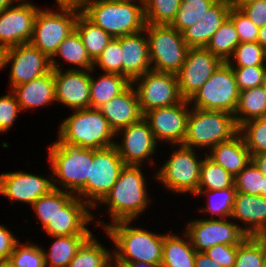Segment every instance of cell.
<instances>
[{
	"label": "cell",
	"instance_id": "cell-1",
	"mask_svg": "<svg viewBox=\"0 0 266 267\" xmlns=\"http://www.w3.org/2000/svg\"><path fill=\"white\" fill-rule=\"evenodd\" d=\"M142 166L125 165L118 176L116 183L111 188L105 198L95 207L106 206L111 223H104L102 220L96 221V226L105 229L108 225L118 221H134L146 208H148L149 195L147 182Z\"/></svg>",
	"mask_w": 266,
	"mask_h": 267
},
{
	"label": "cell",
	"instance_id": "cell-2",
	"mask_svg": "<svg viewBox=\"0 0 266 267\" xmlns=\"http://www.w3.org/2000/svg\"><path fill=\"white\" fill-rule=\"evenodd\" d=\"M134 221H118L104 230L113 241V262L161 264L164 233L133 227Z\"/></svg>",
	"mask_w": 266,
	"mask_h": 267
},
{
	"label": "cell",
	"instance_id": "cell-3",
	"mask_svg": "<svg viewBox=\"0 0 266 267\" xmlns=\"http://www.w3.org/2000/svg\"><path fill=\"white\" fill-rule=\"evenodd\" d=\"M135 2V0H88L83 14L112 38H119L145 29L144 4L140 1Z\"/></svg>",
	"mask_w": 266,
	"mask_h": 267
},
{
	"label": "cell",
	"instance_id": "cell-4",
	"mask_svg": "<svg viewBox=\"0 0 266 267\" xmlns=\"http://www.w3.org/2000/svg\"><path fill=\"white\" fill-rule=\"evenodd\" d=\"M48 149L53 187L63 188L84 201V184L90 178L93 149L69 146L58 140L52 142Z\"/></svg>",
	"mask_w": 266,
	"mask_h": 267
},
{
	"label": "cell",
	"instance_id": "cell-5",
	"mask_svg": "<svg viewBox=\"0 0 266 267\" xmlns=\"http://www.w3.org/2000/svg\"><path fill=\"white\" fill-rule=\"evenodd\" d=\"M59 126L58 141L69 146L102 149L113 146L115 132L98 108L72 110Z\"/></svg>",
	"mask_w": 266,
	"mask_h": 267
},
{
	"label": "cell",
	"instance_id": "cell-6",
	"mask_svg": "<svg viewBox=\"0 0 266 267\" xmlns=\"http://www.w3.org/2000/svg\"><path fill=\"white\" fill-rule=\"evenodd\" d=\"M238 132L239 127L233 114L191 107L182 145L210 150L219 143L231 140Z\"/></svg>",
	"mask_w": 266,
	"mask_h": 267
},
{
	"label": "cell",
	"instance_id": "cell-7",
	"mask_svg": "<svg viewBox=\"0 0 266 267\" xmlns=\"http://www.w3.org/2000/svg\"><path fill=\"white\" fill-rule=\"evenodd\" d=\"M151 70L177 74L189 49L183 34L171 25L146 23Z\"/></svg>",
	"mask_w": 266,
	"mask_h": 267
},
{
	"label": "cell",
	"instance_id": "cell-8",
	"mask_svg": "<svg viewBox=\"0 0 266 267\" xmlns=\"http://www.w3.org/2000/svg\"><path fill=\"white\" fill-rule=\"evenodd\" d=\"M178 148V149H177ZM165 164L154 175L172 193L196 195L200 180L202 158L198 159L194 149L178 145ZM171 190V191H170Z\"/></svg>",
	"mask_w": 266,
	"mask_h": 267
},
{
	"label": "cell",
	"instance_id": "cell-9",
	"mask_svg": "<svg viewBox=\"0 0 266 267\" xmlns=\"http://www.w3.org/2000/svg\"><path fill=\"white\" fill-rule=\"evenodd\" d=\"M239 95L234 71L227 62H223L188 101L194 108L225 111L234 115Z\"/></svg>",
	"mask_w": 266,
	"mask_h": 267
},
{
	"label": "cell",
	"instance_id": "cell-10",
	"mask_svg": "<svg viewBox=\"0 0 266 267\" xmlns=\"http://www.w3.org/2000/svg\"><path fill=\"white\" fill-rule=\"evenodd\" d=\"M39 8L30 43L49 60L56 54L59 45L75 30L79 12L73 10Z\"/></svg>",
	"mask_w": 266,
	"mask_h": 267
},
{
	"label": "cell",
	"instance_id": "cell-11",
	"mask_svg": "<svg viewBox=\"0 0 266 267\" xmlns=\"http://www.w3.org/2000/svg\"><path fill=\"white\" fill-rule=\"evenodd\" d=\"M124 166L114 145L93 149V160H90V178H87L84 184V202L95 209L110 192Z\"/></svg>",
	"mask_w": 266,
	"mask_h": 267
},
{
	"label": "cell",
	"instance_id": "cell-12",
	"mask_svg": "<svg viewBox=\"0 0 266 267\" xmlns=\"http://www.w3.org/2000/svg\"><path fill=\"white\" fill-rule=\"evenodd\" d=\"M230 218H200L187 223L185 233L189 236L196 252H205L214 245H239L248 235L242 224Z\"/></svg>",
	"mask_w": 266,
	"mask_h": 267
},
{
	"label": "cell",
	"instance_id": "cell-13",
	"mask_svg": "<svg viewBox=\"0 0 266 267\" xmlns=\"http://www.w3.org/2000/svg\"><path fill=\"white\" fill-rule=\"evenodd\" d=\"M132 84L143 115L152 109L173 106L183 99L177 75L173 73L150 70L133 80Z\"/></svg>",
	"mask_w": 266,
	"mask_h": 267
},
{
	"label": "cell",
	"instance_id": "cell-14",
	"mask_svg": "<svg viewBox=\"0 0 266 267\" xmlns=\"http://www.w3.org/2000/svg\"><path fill=\"white\" fill-rule=\"evenodd\" d=\"M190 108L189 101L182 99L173 106L152 109L143 115V118L149 123L157 143L165 141L174 148L182 145L187 132Z\"/></svg>",
	"mask_w": 266,
	"mask_h": 267
},
{
	"label": "cell",
	"instance_id": "cell-15",
	"mask_svg": "<svg viewBox=\"0 0 266 267\" xmlns=\"http://www.w3.org/2000/svg\"><path fill=\"white\" fill-rule=\"evenodd\" d=\"M120 134L123 136L122 141L115 142L114 146L125 165L142 166L145 160L151 165L155 163L151 156L156 154L158 144L144 118L117 131L115 139Z\"/></svg>",
	"mask_w": 266,
	"mask_h": 267
},
{
	"label": "cell",
	"instance_id": "cell-16",
	"mask_svg": "<svg viewBox=\"0 0 266 267\" xmlns=\"http://www.w3.org/2000/svg\"><path fill=\"white\" fill-rule=\"evenodd\" d=\"M222 63L219 57L206 48H189L185 62L176 74L181 97L189 100Z\"/></svg>",
	"mask_w": 266,
	"mask_h": 267
},
{
	"label": "cell",
	"instance_id": "cell-17",
	"mask_svg": "<svg viewBox=\"0 0 266 267\" xmlns=\"http://www.w3.org/2000/svg\"><path fill=\"white\" fill-rule=\"evenodd\" d=\"M0 12V44L7 47L29 43L39 7L19 0Z\"/></svg>",
	"mask_w": 266,
	"mask_h": 267
},
{
	"label": "cell",
	"instance_id": "cell-18",
	"mask_svg": "<svg viewBox=\"0 0 266 267\" xmlns=\"http://www.w3.org/2000/svg\"><path fill=\"white\" fill-rule=\"evenodd\" d=\"M11 64V65H10ZM11 66V90L20 84L39 78L51 70L50 60L30 42L9 47L7 67Z\"/></svg>",
	"mask_w": 266,
	"mask_h": 267
},
{
	"label": "cell",
	"instance_id": "cell-19",
	"mask_svg": "<svg viewBox=\"0 0 266 267\" xmlns=\"http://www.w3.org/2000/svg\"><path fill=\"white\" fill-rule=\"evenodd\" d=\"M92 70H53L56 102L69 109L90 108V77Z\"/></svg>",
	"mask_w": 266,
	"mask_h": 267
},
{
	"label": "cell",
	"instance_id": "cell-20",
	"mask_svg": "<svg viewBox=\"0 0 266 267\" xmlns=\"http://www.w3.org/2000/svg\"><path fill=\"white\" fill-rule=\"evenodd\" d=\"M43 175L16 171L0 174V195L6 196L11 204L14 201L33 204L39 197L48 194L53 187L52 175ZM13 200V201H12Z\"/></svg>",
	"mask_w": 266,
	"mask_h": 267
},
{
	"label": "cell",
	"instance_id": "cell-21",
	"mask_svg": "<svg viewBox=\"0 0 266 267\" xmlns=\"http://www.w3.org/2000/svg\"><path fill=\"white\" fill-rule=\"evenodd\" d=\"M90 209L87 203L75 196L43 229L50 237L92 235L87 228L94 220Z\"/></svg>",
	"mask_w": 266,
	"mask_h": 267
},
{
	"label": "cell",
	"instance_id": "cell-22",
	"mask_svg": "<svg viewBox=\"0 0 266 267\" xmlns=\"http://www.w3.org/2000/svg\"><path fill=\"white\" fill-rule=\"evenodd\" d=\"M231 219L243 222L248 236L266 235V198L236 192Z\"/></svg>",
	"mask_w": 266,
	"mask_h": 267
},
{
	"label": "cell",
	"instance_id": "cell-23",
	"mask_svg": "<svg viewBox=\"0 0 266 267\" xmlns=\"http://www.w3.org/2000/svg\"><path fill=\"white\" fill-rule=\"evenodd\" d=\"M98 109L115 133L143 118L133 84Z\"/></svg>",
	"mask_w": 266,
	"mask_h": 267
},
{
	"label": "cell",
	"instance_id": "cell-24",
	"mask_svg": "<svg viewBox=\"0 0 266 267\" xmlns=\"http://www.w3.org/2000/svg\"><path fill=\"white\" fill-rule=\"evenodd\" d=\"M121 48L123 50L122 75L131 82L151 70L149 43L145 29L121 37Z\"/></svg>",
	"mask_w": 266,
	"mask_h": 267
},
{
	"label": "cell",
	"instance_id": "cell-25",
	"mask_svg": "<svg viewBox=\"0 0 266 267\" xmlns=\"http://www.w3.org/2000/svg\"><path fill=\"white\" fill-rule=\"evenodd\" d=\"M231 6L228 0L215 2L201 20L182 34L189 48H206L211 37L227 19Z\"/></svg>",
	"mask_w": 266,
	"mask_h": 267
},
{
	"label": "cell",
	"instance_id": "cell-26",
	"mask_svg": "<svg viewBox=\"0 0 266 267\" xmlns=\"http://www.w3.org/2000/svg\"><path fill=\"white\" fill-rule=\"evenodd\" d=\"M10 91L16 96L22 111L56 103L53 69L39 78L15 86Z\"/></svg>",
	"mask_w": 266,
	"mask_h": 267
},
{
	"label": "cell",
	"instance_id": "cell-27",
	"mask_svg": "<svg viewBox=\"0 0 266 267\" xmlns=\"http://www.w3.org/2000/svg\"><path fill=\"white\" fill-rule=\"evenodd\" d=\"M208 152L206 151V155L211 160L234 177L251 161L250 152L239 133L231 140L219 143Z\"/></svg>",
	"mask_w": 266,
	"mask_h": 267
},
{
	"label": "cell",
	"instance_id": "cell-28",
	"mask_svg": "<svg viewBox=\"0 0 266 267\" xmlns=\"http://www.w3.org/2000/svg\"><path fill=\"white\" fill-rule=\"evenodd\" d=\"M170 233L164 235L161 267H194L196 250L189 236Z\"/></svg>",
	"mask_w": 266,
	"mask_h": 267
},
{
	"label": "cell",
	"instance_id": "cell-29",
	"mask_svg": "<svg viewBox=\"0 0 266 267\" xmlns=\"http://www.w3.org/2000/svg\"><path fill=\"white\" fill-rule=\"evenodd\" d=\"M61 57L63 61L74 65L70 69L75 70H92L94 61L90 58L87 49L83 45L82 39L78 32L74 30L59 45L54 57L50 60V67L53 70H60V63H57L56 57Z\"/></svg>",
	"mask_w": 266,
	"mask_h": 267
},
{
	"label": "cell",
	"instance_id": "cell-30",
	"mask_svg": "<svg viewBox=\"0 0 266 267\" xmlns=\"http://www.w3.org/2000/svg\"><path fill=\"white\" fill-rule=\"evenodd\" d=\"M99 76L98 78H94L93 75L90 77V108H100L132 84L121 74L103 73Z\"/></svg>",
	"mask_w": 266,
	"mask_h": 267
},
{
	"label": "cell",
	"instance_id": "cell-31",
	"mask_svg": "<svg viewBox=\"0 0 266 267\" xmlns=\"http://www.w3.org/2000/svg\"><path fill=\"white\" fill-rule=\"evenodd\" d=\"M90 236H54L48 251L43 248L45 267H68L78 249Z\"/></svg>",
	"mask_w": 266,
	"mask_h": 267
},
{
	"label": "cell",
	"instance_id": "cell-32",
	"mask_svg": "<svg viewBox=\"0 0 266 267\" xmlns=\"http://www.w3.org/2000/svg\"><path fill=\"white\" fill-rule=\"evenodd\" d=\"M75 30L80 35L90 58L95 61L113 39L101 27L95 25L83 13H79L75 22Z\"/></svg>",
	"mask_w": 266,
	"mask_h": 267
},
{
	"label": "cell",
	"instance_id": "cell-33",
	"mask_svg": "<svg viewBox=\"0 0 266 267\" xmlns=\"http://www.w3.org/2000/svg\"><path fill=\"white\" fill-rule=\"evenodd\" d=\"M266 117V94L262 86L240 92L237 109L234 113L238 127L246 121Z\"/></svg>",
	"mask_w": 266,
	"mask_h": 267
},
{
	"label": "cell",
	"instance_id": "cell-34",
	"mask_svg": "<svg viewBox=\"0 0 266 267\" xmlns=\"http://www.w3.org/2000/svg\"><path fill=\"white\" fill-rule=\"evenodd\" d=\"M112 261V251L92 234L78 249L68 267H107Z\"/></svg>",
	"mask_w": 266,
	"mask_h": 267
},
{
	"label": "cell",
	"instance_id": "cell-35",
	"mask_svg": "<svg viewBox=\"0 0 266 267\" xmlns=\"http://www.w3.org/2000/svg\"><path fill=\"white\" fill-rule=\"evenodd\" d=\"M75 196L63 189L54 188L48 194L39 197L30 206L44 228Z\"/></svg>",
	"mask_w": 266,
	"mask_h": 267
},
{
	"label": "cell",
	"instance_id": "cell-36",
	"mask_svg": "<svg viewBox=\"0 0 266 267\" xmlns=\"http://www.w3.org/2000/svg\"><path fill=\"white\" fill-rule=\"evenodd\" d=\"M240 39L232 20L227 19L211 37L206 49L213 55L219 57L223 62L231 58Z\"/></svg>",
	"mask_w": 266,
	"mask_h": 267
},
{
	"label": "cell",
	"instance_id": "cell-37",
	"mask_svg": "<svg viewBox=\"0 0 266 267\" xmlns=\"http://www.w3.org/2000/svg\"><path fill=\"white\" fill-rule=\"evenodd\" d=\"M200 195L207 197V205L200 208V212L210 213L213 217L218 216V219L230 218L236 195L235 184L221 190H198L195 196L199 197Z\"/></svg>",
	"mask_w": 266,
	"mask_h": 267
},
{
	"label": "cell",
	"instance_id": "cell-38",
	"mask_svg": "<svg viewBox=\"0 0 266 267\" xmlns=\"http://www.w3.org/2000/svg\"><path fill=\"white\" fill-rule=\"evenodd\" d=\"M198 190H221L234 185V176L204 153Z\"/></svg>",
	"mask_w": 266,
	"mask_h": 267
},
{
	"label": "cell",
	"instance_id": "cell-39",
	"mask_svg": "<svg viewBox=\"0 0 266 267\" xmlns=\"http://www.w3.org/2000/svg\"><path fill=\"white\" fill-rule=\"evenodd\" d=\"M266 256V238L247 236L237 247L233 267H262Z\"/></svg>",
	"mask_w": 266,
	"mask_h": 267
},
{
	"label": "cell",
	"instance_id": "cell-40",
	"mask_svg": "<svg viewBox=\"0 0 266 267\" xmlns=\"http://www.w3.org/2000/svg\"><path fill=\"white\" fill-rule=\"evenodd\" d=\"M216 0H181L176 18L171 26L180 33L197 23Z\"/></svg>",
	"mask_w": 266,
	"mask_h": 267
},
{
	"label": "cell",
	"instance_id": "cell-41",
	"mask_svg": "<svg viewBox=\"0 0 266 267\" xmlns=\"http://www.w3.org/2000/svg\"><path fill=\"white\" fill-rule=\"evenodd\" d=\"M180 5L181 0H146L145 21L153 25H171Z\"/></svg>",
	"mask_w": 266,
	"mask_h": 267
},
{
	"label": "cell",
	"instance_id": "cell-42",
	"mask_svg": "<svg viewBox=\"0 0 266 267\" xmlns=\"http://www.w3.org/2000/svg\"><path fill=\"white\" fill-rule=\"evenodd\" d=\"M238 133L242 136L251 156L266 153V117L242 123Z\"/></svg>",
	"mask_w": 266,
	"mask_h": 267
},
{
	"label": "cell",
	"instance_id": "cell-43",
	"mask_svg": "<svg viewBox=\"0 0 266 267\" xmlns=\"http://www.w3.org/2000/svg\"><path fill=\"white\" fill-rule=\"evenodd\" d=\"M231 58L227 61L231 67L266 66V50L258 42L239 43Z\"/></svg>",
	"mask_w": 266,
	"mask_h": 267
},
{
	"label": "cell",
	"instance_id": "cell-44",
	"mask_svg": "<svg viewBox=\"0 0 266 267\" xmlns=\"http://www.w3.org/2000/svg\"><path fill=\"white\" fill-rule=\"evenodd\" d=\"M22 243L20 240L16 243L14 251L9 256V260L15 267H45L43 247L37 244Z\"/></svg>",
	"mask_w": 266,
	"mask_h": 267
},
{
	"label": "cell",
	"instance_id": "cell-45",
	"mask_svg": "<svg viewBox=\"0 0 266 267\" xmlns=\"http://www.w3.org/2000/svg\"><path fill=\"white\" fill-rule=\"evenodd\" d=\"M264 173L250 161L247 166L234 177L236 192L248 195H261Z\"/></svg>",
	"mask_w": 266,
	"mask_h": 267
},
{
	"label": "cell",
	"instance_id": "cell-46",
	"mask_svg": "<svg viewBox=\"0 0 266 267\" xmlns=\"http://www.w3.org/2000/svg\"><path fill=\"white\" fill-rule=\"evenodd\" d=\"M122 51L121 37L113 38L102 51L101 55L94 61L93 69L99 66L103 73L122 75Z\"/></svg>",
	"mask_w": 266,
	"mask_h": 267
},
{
	"label": "cell",
	"instance_id": "cell-47",
	"mask_svg": "<svg viewBox=\"0 0 266 267\" xmlns=\"http://www.w3.org/2000/svg\"><path fill=\"white\" fill-rule=\"evenodd\" d=\"M228 17L232 20L241 42H257L259 28L241 10L231 7Z\"/></svg>",
	"mask_w": 266,
	"mask_h": 267
},
{
	"label": "cell",
	"instance_id": "cell-48",
	"mask_svg": "<svg viewBox=\"0 0 266 267\" xmlns=\"http://www.w3.org/2000/svg\"><path fill=\"white\" fill-rule=\"evenodd\" d=\"M239 91L262 85L266 66L232 67Z\"/></svg>",
	"mask_w": 266,
	"mask_h": 267
},
{
	"label": "cell",
	"instance_id": "cell-49",
	"mask_svg": "<svg viewBox=\"0 0 266 267\" xmlns=\"http://www.w3.org/2000/svg\"><path fill=\"white\" fill-rule=\"evenodd\" d=\"M20 111L22 110L12 91L0 96V134L11 129Z\"/></svg>",
	"mask_w": 266,
	"mask_h": 267
},
{
	"label": "cell",
	"instance_id": "cell-50",
	"mask_svg": "<svg viewBox=\"0 0 266 267\" xmlns=\"http://www.w3.org/2000/svg\"><path fill=\"white\" fill-rule=\"evenodd\" d=\"M237 247L238 245L219 244L214 245L205 253L222 267H233L236 262Z\"/></svg>",
	"mask_w": 266,
	"mask_h": 267
},
{
	"label": "cell",
	"instance_id": "cell-51",
	"mask_svg": "<svg viewBox=\"0 0 266 267\" xmlns=\"http://www.w3.org/2000/svg\"><path fill=\"white\" fill-rule=\"evenodd\" d=\"M258 28L266 25V0H259L240 8Z\"/></svg>",
	"mask_w": 266,
	"mask_h": 267
},
{
	"label": "cell",
	"instance_id": "cell-52",
	"mask_svg": "<svg viewBox=\"0 0 266 267\" xmlns=\"http://www.w3.org/2000/svg\"><path fill=\"white\" fill-rule=\"evenodd\" d=\"M18 241V238L5 225L0 224V260L9 259Z\"/></svg>",
	"mask_w": 266,
	"mask_h": 267
},
{
	"label": "cell",
	"instance_id": "cell-53",
	"mask_svg": "<svg viewBox=\"0 0 266 267\" xmlns=\"http://www.w3.org/2000/svg\"><path fill=\"white\" fill-rule=\"evenodd\" d=\"M88 0H55L58 9L73 10L83 13Z\"/></svg>",
	"mask_w": 266,
	"mask_h": 267
},
{
	"label": "cell",
	"instance_id": "cell-54",
	"mask_svg": "<svg viewBox=\"0 0 266 267\" xmlns=\"http://www.w3.org/2000/svg\"><path fill=\"white\" fill-rule=\"evenodd\" d=\"M194 267H222L205 252H196Z\"/></svg>",
	"mask_w": 266,
	"mask_h": 267
},
{
	"label": "cell",
	"instance_id": "cell-55",
	"mask_svg": "<svg viewBox=\"0 0 266 267\" xmlns=\"http://www.w3.org/2000/svg\"><path fill=\"white\" fill-rule=\"evenodd\" d=\"M251 161L266 174V153L254 154L251 156Z\"/></svg>",
	"mask_w": 266,
	"mask_h": 267
},
{
	"label": "cell",
	"instance_id": "cell-56",
	"mask_svg": "<svg viewBox=\"0 0 266 267\" xmlns=\"http://www.w3.org/2000/svg\"><path fill=\"white\" fill-rule=\"evenodd\" d=\"M123 267H161V264H149L144 262H113Z\"/></svg>",
	"mask_w": 266,
	"mask_h": 267
},
{
	"label": "cell",
	"instance_id": "cell-57",
	"mask_svg": "<svg viewBox=\"0 0 266 267\" xmlns=\"http://www.w3.org/2000/svg\"><path fill=\"white\" fill-rule=\"evenodd\" d=\"M9 47L0 44V70L7 68V55Z\"/></svg>",
	"mask_w": 266,
	"mask_h": 267
},
{
	"label": "cell",
	"instance_id": "cell-58",
	"mask_svg": "<svg viewBox=\"0 0 266 267\" xmlns=\"http://www.w3.org/2000/svg\"><path fill=\"white\" fill-rule=\"evenodd\" d=\"M228 1L231 7L240 9L243 6H246L250 3H253L259 0H228Z\"/></svg>",
	"mask_w": 266,
	"mask_h": 267
},
{
	"label": "cell",
	"instance_id": "cell-59",
	"mask_svg": "<svg viewBox=\"0 0 266 267\" xmlns=\"http://www.w3.org/2000/svg\"><path fill=\"white\" fill-rule=\"evenodd\" d=\"M257 42L266 50V25L259 28Z\"/></svg>",
	"mask_w": 266,
	"mask_h": 267
},
{
	"label": "cell",
	"instance_id": "cell-60",
	"mask_svg": "<svg viewBox=\"0 0 266 267\" xmlns=\"http://www.w3.org/2000/svg\"><path fill=\"white\" fill-rule=\"evenodd\" d=\"M18 2L17 0H0V12Z\"/></svg>",
	"mask_w": 266,
	"mask_h": 267
},
{
	"label": "cell",
	"instance_id": "cell-61",
	"mask_svg": "<svg viewBox=\"0 0 266 267\" xmlns=\"http://www.w3.org/2000/svg\"><path fill=\"white\" fill-rule=\"evenodd\" d=\"M0 267H15L9 259L0 260Z\"/></svg>",
	"mask_w": 266,
	"mask_h": 267
},
{
	"label": "cell",
	"instance_id": "cell-62",
	"mask_svg": "<svg viewBox=\"0 0 266 267\" xmlns=\"http://www.w3.org/2000/svg\"><path fill=\"white\" fill-rule=\"evenodd\" d=\"M261 195L266 198V174H264L263 188L261 189Z\"/></svg>",
	"mask_w": 266,
	"mask_h": 267
},
{
	"label": "cell",
	"instance_id": "cell-63",
	"mask_svg": "<svg viewBox=\"0 0 266 267\" xmlns=\"http://www.w3.org/2000/svg\"><path fill=\"white\" fill-rule=\"evenodd\" d=\"M261 86H262V88L264 89V92H265V94H266V74H265V77H264V80H263Z\"/></svg>",
	"mask_w": 266,
	"mask_h": 267
},
{
	"label": "cell",
	"instance_id": "cell-64",
	"mask_svg": "<svg viewBox=\"0 0 266 267\" xmlns=\"http://www.w3.org/2000/svg\"><path fill=\"white\" fill-rule=\"evenodd\" d=\"M262 267H266V256L264 258V263H263V266Z\"/></svg>",
	"mask_w": 266,
	"mask_h": 267
},
{
	"label": "cell",
	"instance_id": "cell-65",
	"mask_svg": "<svg viewBox=\"0 0 266 267\" xmlns=\"http://www.w3.org/2000/svg\"><path fill=\"white\" fill-rule=\"evenodd\" d=\"M113 264H114V263H113V261H112L107 267H114Z\"/></svg>",
	"mask_w": 266,
	"mask_h": 267
},
{
	"label": "cell",
	"instance_id": "cell-66",
	"mask_svg": "<svg viewBox=\"0 0 266 267\" xmlns=\"http://www.w3.org/2000/svg\"><path fill=\"white\" fill-rule=\"evenodd\" d=\"M135 1H140V2H142L143 4L146 2V0H135Z\"/></svg>",
	"mask_w": 266,
	"mask_h": 267
},
{
	"label": "cell",
	"instance_id": "cell-67",
	"mask_svg": "<svg viewBox=\"0 0 266 267\" xmlns=\"http://www.w3.org/2000/svg\"><path fill=\"white\" fill-rule=\"evenodd\" d=\"M114 267H123V266H120V265H115V264H114Z\"/></svg>",
	"mask_w": 266,
	"mask_h": 267
}]
</instances>
